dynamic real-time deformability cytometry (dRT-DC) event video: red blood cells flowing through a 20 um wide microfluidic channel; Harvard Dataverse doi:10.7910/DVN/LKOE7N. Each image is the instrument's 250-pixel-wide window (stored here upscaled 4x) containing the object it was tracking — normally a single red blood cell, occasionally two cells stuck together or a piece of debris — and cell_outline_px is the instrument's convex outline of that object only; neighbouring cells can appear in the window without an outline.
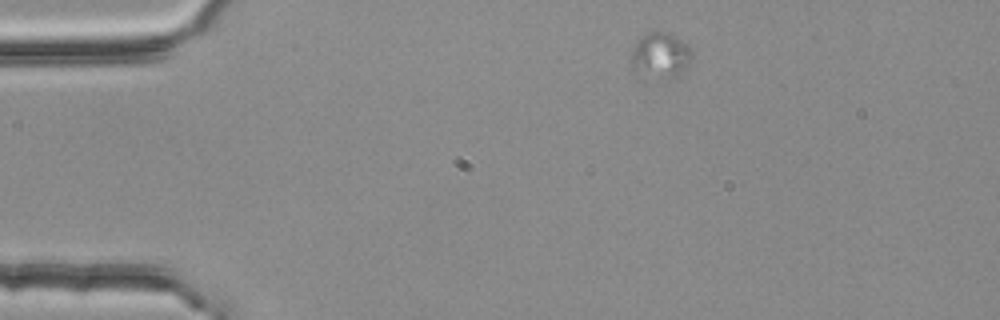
{"species": "common noctule bat (a hibernating species)", "species_latin": "Nyctalus noctula", "temperature_condition": "room temperature", "stored_images_in_passage": 3, "camera_frame_rate_fps": 3000, "um_per_image_px": 0.085, "animal": {"sex": "female", "body_mass_g": 25.1}, "frame": {"image": 1, "passage_image": 1, "time_ms": 0.0, "image_size_px": [1000, 320], "cell_outline_px": [[692, 56], [676, 76], [664, 80], [644, 84], [632, 76], [628, 68], [628, 64], [632, 48], [644, 32], [672, 32], [692, 52]], "centroid_in_image_um": [55.92, 4.85], "position_along_channel_um": 29.1, "area_um2": 17.63}}